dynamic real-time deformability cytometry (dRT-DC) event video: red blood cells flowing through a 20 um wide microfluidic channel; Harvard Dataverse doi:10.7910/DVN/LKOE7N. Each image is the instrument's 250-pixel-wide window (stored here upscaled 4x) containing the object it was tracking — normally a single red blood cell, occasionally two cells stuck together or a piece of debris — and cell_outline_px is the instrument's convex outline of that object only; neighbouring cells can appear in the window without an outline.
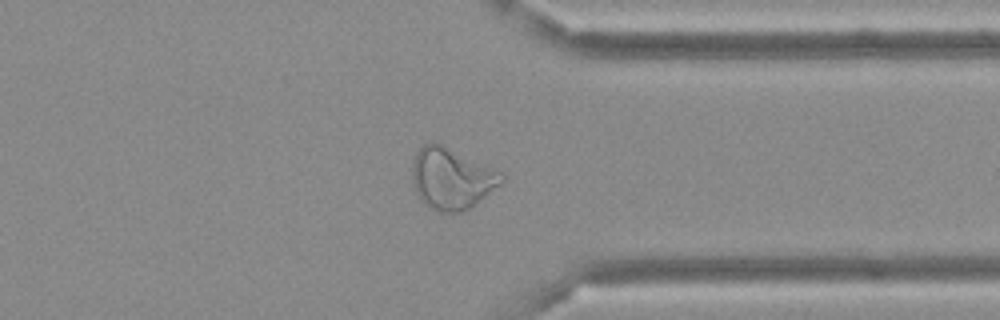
{"species": "Egyptian fruit bat (a non-hibernating species)", "species_latin": "Rousettus aegyptiacus", "temperature_condition": "cold", "stored_images_in_passage": 47, "camera_frame_rate_fps": 3000, "um_per_image_px": 0.085, "frame": {"image": 1, "passage_image": 36, "time_ms": 11.667, "image_size_px": [1000, 320], "cell_outline_px": [[504, 180], [500, 184], [476, 204], [460, 212], [440, 212], [424, 204], [420, 200], [416, 192], [412, 180], [412, 164], [416, 152], [424, 144], [432, 140], [504, 172]], "centroid_in_image_um": [38.38, 15.16], "position_along_channel_um": 373.0, "area_um2": 32.02}}
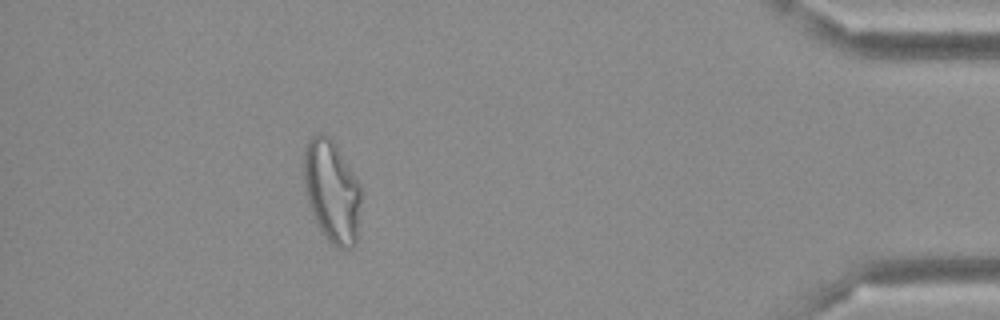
{"frame": {"image": 2, "passage_image": 42, "time_ms": 13.667, "image_size_px": [1000, 320], "cell_outline_px": [[364, 188], [356, 244], [352, 248], [336, 248], [328, 240], [320, 228], [308, 208], [304, 180], [304, 148], [308, 140], [316, 132], [320, 132], [332, 136]], "centroid_in_image_um": [28.25, 16.22], "position_along_channel_um": 406.9, "area_um2": 35.49}}